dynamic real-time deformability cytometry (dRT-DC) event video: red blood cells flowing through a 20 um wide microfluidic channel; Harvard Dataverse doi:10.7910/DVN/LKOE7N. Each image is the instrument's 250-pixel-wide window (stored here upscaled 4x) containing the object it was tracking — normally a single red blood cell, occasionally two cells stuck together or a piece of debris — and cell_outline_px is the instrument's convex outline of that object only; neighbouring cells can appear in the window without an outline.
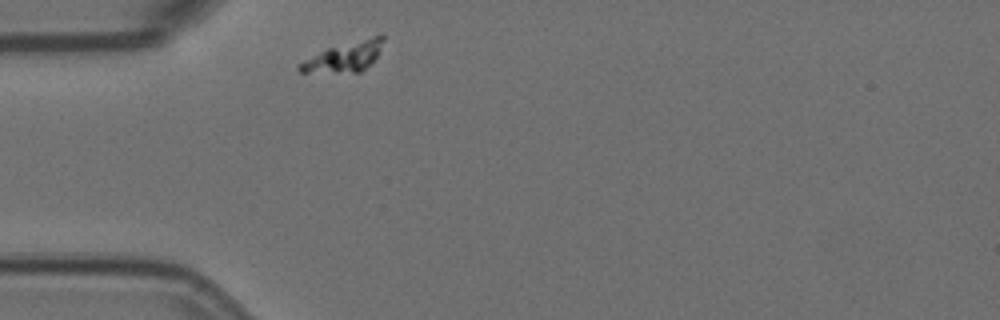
{"species": "Egyptian fruit bat (a non-hibernating species)", "species_latin": "Rousettus aegyptiacus", "temperature_condition": "room temperature", "stored_images_in_passage": 1, "camera_frame_rate_fps": 3000, "um_per_image_px": 0.085, "animal": {"sex": "female"}, "frame": {"image": 1, "passage_image": 1, "time_ms": 0.0, "image_size_px": [1000, 320], "cell_outline_px": [[384, 40], [376, 56], [360, 72], [300, 72], [296, 68], [304, 60], [328, 48], [380, 32], [384, 36]], "centroid_in_image_um": [29.31, 4.78], "position_along_channel_um": 55.7, "area_um2": 14.33}}